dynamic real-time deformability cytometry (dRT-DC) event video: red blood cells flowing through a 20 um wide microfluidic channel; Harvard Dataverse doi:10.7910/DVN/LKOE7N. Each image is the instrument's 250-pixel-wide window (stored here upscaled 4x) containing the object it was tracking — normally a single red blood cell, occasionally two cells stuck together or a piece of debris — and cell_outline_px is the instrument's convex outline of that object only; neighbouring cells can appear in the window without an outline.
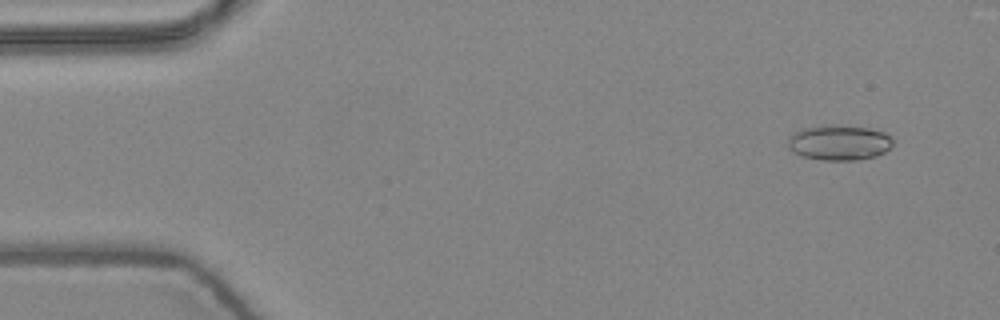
{"species": "common noctule bat (a hibernating species)", "species_latin": "Nyctalus noctula", "temperature_condition": "warm", "stored_images_in_passage": 5, "camera_frame_rate_fps": 3000, "um_per_image_px": 0.085, "animal": {"sex": "female", "body_mass_g": 24.6, "forearm_length_mm": 56.2}, "frame": {"image": 1, "passage_image": 1, "time_ms": 0.0, "image_size_px": [1000, 320], "cell_outline_px": [[892, 144], [884, 152], [876, 156], [856, 160], [824, 160], [804, 156], [788, 148], [788, 136], [804, 128], [828, 124], [868, 128], [884, 132], [892, 136]], "centroid_in_image_um": [71.34, 12.11], "position_along_channel_um": 13.7, "area_um2": 21.39}}